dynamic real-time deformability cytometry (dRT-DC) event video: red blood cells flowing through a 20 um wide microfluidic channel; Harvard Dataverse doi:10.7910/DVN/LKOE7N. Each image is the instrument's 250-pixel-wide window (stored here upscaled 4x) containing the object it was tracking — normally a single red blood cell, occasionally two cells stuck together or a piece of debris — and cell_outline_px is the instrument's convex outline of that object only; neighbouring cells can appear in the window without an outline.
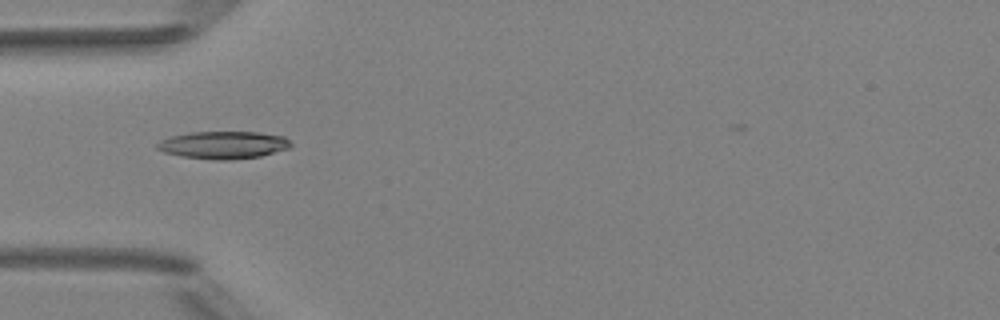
{"species": "Egyptian fruit bat (a non-hibernating species)", "species_latin": "Rousettus aegyptiacus", "temperature_condition": "room temperature", "stored_images_in_passage": 4, "camera_frame_rate_fps": 3000, "um_per_image_px": 0.085, "animal": {"sex": "female"}, "frame": {"image": 1, "passage_image": 3, "time_ms": 2.333, "image_size_px": [1000, 320], "cell_outline_px": [[292, 148], [260, 156], [228, 160], [216, 160], [180, 156], [164, 152], [156, 148], [156, 144], [160, 140], [172, 136], [192, 132], [256, 132], [284, 136], [292, 144]], "centroid_in_image_um": [19.0, 12.32], "position_along_channel_um": 66.0, "area_um2": 21.44}}
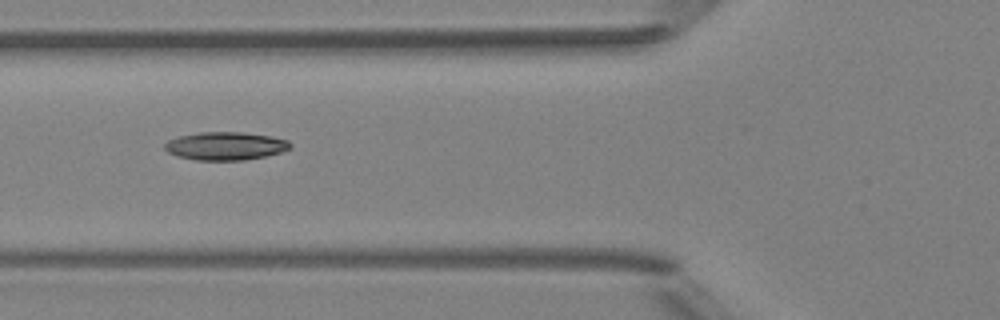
{"frame": {"image": 2, "passage_image": 4, "time_ms": 3.333, "image_size_px": [1000, 320], "cell_outline_px": [[292, 148], [280, 152], [264, 156], [244, 160], [196, 160], [176, 156], [168, 152], [164, 148], [164, 144], [168, 140], [180, 136], [200, 132], [244, 132], [272, 136], [288, 140], [292, 144]], "centroid_in_image_um": [19.17, 12.4], "position_along_channel_um": 106.6, "area_um2": 20.63}}